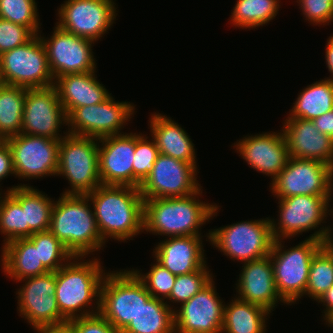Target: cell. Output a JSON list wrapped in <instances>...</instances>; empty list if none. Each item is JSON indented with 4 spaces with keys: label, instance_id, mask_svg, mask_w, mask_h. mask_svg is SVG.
I'll use <instances>...</instances> for the list:
<instances>
[{
    "label": "cell",
    "instance_id": "1",
    "mask_svg": "<svg viewBox=\"0 0 333 333\" xmlns=\"http://www.w3.org/2000/svg\"><path fill=\"white\" fill-rule=\"evenodd\" d=\"M93 207L98 231L109 239L127 242L143 233L144 199L139 188L104 185L86 194Z\"/></svg>",
    "mask_w": 333,
    "mask_h": 333
},
{
    "label": "cell",
    "instance_id": "2",
    "mask_svg": "<svg viewBox=\"0 0 333 333\" xmlns=\"http://www.w3.org/2000/svg\"><path fill=\"white\" fill-rule=\"evenodd\" d=\"M202 191L201 187L192 195L144 200L143 231L165 238L203 236L202 226L217 216L220 206L199 200Z\"/></svg>",
    "mask_w": 333,
    "mask_h": 333
},
{
    "label": "cell",
    "instance_id": "3",
    "mask_svg": "<svg viewBox=\"0 0 333 333\" xmlns=\"http://www.w3.org/2000/svg\"><path fill=\"white\" fill-rule=\"evenodd\" d=\"M84 258L73 257L56 271L55 298L66 321L99 313L100 289L107 271L100 258Z\"/></svg>",
    "mask_w": 333,
    "mask_h": 333
},
{
    "label": "cell",
    "instance_id": "4",
    "mask_svg": "<svg viewBox=\"0 0 333 333\" xmlns=\"http://www.w3.org/2000/svg\"><path fill=\"white\" fill-rule=\"evenodd\" d=\"M49 231L73 257L94 255L93 252L102 250L106 244L98 231L87 195L60 194L54 201Z\"/></svg>",
    "mask_w": 333,
    "mask_h": 333
},
{
    "label": "cell",
    "instance_id": "5",
    "mask_svg": "<svg viewBox=\"0 0 333 333\" xmlns=\"http://www.w3.org/2000/svg\"><path fill=\"white\" fill-rule=\"evenodd\" d=\"M277 199L279 204L277 222L270 217L275 240L291 239L306 231L314 230V233L312 232L307 238L326 244L333 229L325 224L327 217L330 216V196L296 195Z\"/></svg>",
    "mask_w": 333,
    "mask_h": 333
},
{
    "label": "cell",
    "instance_id": "6",
    "mask_svg": "<svg viewBox=\"0 0 333 333\" xmlns=\"http://www.w3.org/2000/svg\"><path fill=\"white\" fill-rule=\"evenodd\" d=\"M284 240L287 239L274 241L270 259L278 294L287 305L291 306L306 296L312 257L325 243L305 238L298 245L289 248L284 246Z\"/></svg>",
    "mask_w": 333,
    "mask_h": 333
},
{
    "label": "cell",
    "instance_id": "7",
    "mask_svg": "<svg viewBox=\"0 0 333 333\" xmlns=\"http://www.w3.org/2000/svg\"><path fill=\"white\" fill-rule=\"evenodd\" d=\"M151 298L131 269L108 271L100 289L99 313L121 333Z\"/></svg>",
    "mask_w": 333,
    "mask_h": 333
},
{
    "label": "cell",
    "instance_id": "8",
    "mask_svg": "<svg viewBox=\"0 0 333 333\" xmlns=\"http://www.w3.org/2000/svg\"><path fill=\"white\" fill-rule=\"evenodd\" d=\"M60 140L56 176L68 180L69 188L61 194L86 195L102 183L99 175L98 139L64 132ZM71 188V189H70Z\"/></svg>",
    "mask_w": 333,
    "mask_h": 333
},
{
    "label": "cell",
    "instance_id": "9",
    "mask_svg": "<svg viewBox=\"0 0 333 333\" xmlns=\"http://www.w3.org/2000/svg\"><path fill=\"white\" fill-rule=\"evenodd\" d=\"M205 237L212 247L240 264L268 256L275 241L269 217L211 229Z\"/></svg>",
    "mask_w": 333,
    "mask_h": 333
},
{
    "label": "cell",
    "instance_id": "10",
    "mask_svg": "<svg viewBox=\"0 0 333 333\" xmlns=\"http://www.w3.org/2000/svg\"><path fill=\"white\" fill-rule=\"evenodd\" d=\"M0 83L24 88L54 85L46 49L38 34L0 55Z\"/></svg>",
    "mask_w": 333,
    "mask_h": 333
},
{
    "label": "cell",
    "instance_id": "11",
    "mask_svg": "<svg viewBox=\"0 0 333 333\" xmlns=\"http://www.w3.org/2000/svg\"><path fill=\"white\" fill-rule=\"evenodd\" d=\"M135 107L129 101H115L110 95L100 104L74 108L67 115L66 131L72 135L97 139L123 134L121 130L134 116Z\"/></svg>",
    "mask_w": 333,
    "mask_h": 333
},
{
    "label": "cell",
    "instance_id": "12",
    "mask_svg": "<svg viewBox=\"0 0 333 333\" xmlns=\"http://www.w3.org/2000/svg\"><path fill=\"white\" fill-rule=\"evenodd\" d=\"M115 0H65L56 25L71 34L97 42L115 23Z\"/></svg>",
    "mask_w": 333,
    "mask_h": 333
},
{
    "label": "cell",
    "instance_id": "13",
    "mask_svg": "<svg viewBox=\"0 0 333 333\" xmlns=\"http://www.w3.org/2000/svg\"><path fill=\"white\" fill-rule=\"evenodd\" d=\"M6 143L19 180L57 175L60 140L20 133L7 138Z\"/></svg>",
    "mask_w": 333,
    "mask_h": 333
},
{
    "label": "cell",
    "instance_id": "14",
    "mask_svg": "<svg viewBox=\"0 0 333 333\" xmlns=\"http://www.w3.org/2000/svg\"><path fill=\"white\" fill-rule=\"evenodd\" d=\"M50 37L38 35L42 40L50 71L54 80L66 74H79L96 71V59L92 45L95 41L68 33L54 26Z\"/></svg>",
    "mask_w": 333,
    "mask_h": 333
},
{
    "label": "cell",
    "instance_id": "15",
    "mask_svg": "<svg viewBox=\"0 0 333 333\" xmlns=\"http://www.w3.org/2000/svg\"><path fill=\"white\" fill-rule=\"evenodd\" d=\"M198 169L190 163L159 154L148 177L139 190L144 200L192 195L202 186Z\"/></svg>",
    "mask_w": 333,
    "mask_h": 333
},
{
    "label": "cell",
    "instance_id": "16",
    "mask_svg": "<svg viewBox=\"0 0 333 333\" xmlns=\"http://www.w3.org/2000/svg\"><path fill=\"white\" fill-rule=\"evenodd\" d=\"M67 126V115L54 85L26 88L21 133L61 140V128Z\"/></svg>",
    "mask_w": 333,
    "mask_h": 333
},
{
    "label": "cell",
    "instance_id": "17",
    "mask_svg": "<svg viewBox=\"0 0 333 333\" xmlns=\"http://www.w3.org/2000/svg\"><path fill=\"white\" fill-rule=\"evenodd\" d=\"M332 167L317 160L289 157L283 171L270 183L276 198L296 195L330 196Z\"/></svg>",
    "mask_w": 333,
    "mask_h": 333
},
{
    "label": "cell",
    "instance_id": "18",
    "mask_svg": "<svg viewBox=\"0 0 333 333\" xmlns=\"http://www.w3.org/2000/svg\"><path fill=\"white\" fill-rule=\"evenodd\" d=\"M17 282L24 283L16 292L17 312L31 327L66 322L61 316L55 298L56 272L28 277Z\"/></svg>",
    "mask_w": 333,
    "mask_h": 333
},
{
    "label": "cell",
    "instance_id": "19",
    "mask_svg": "<svg viewBox=\"0 0 333 333\" xmlns=\"http://www.w3.org/2000/svg\"><path fill=\"white\" fill-rule=\"evenodd\" d=\"M214 285L212 280L180 307L174 306L175 333H221L225 302Z\"/></svg>",
    "mask_w": 333,
    "mask_h": 333
},
{
    "label": "cell",
    "instance_id": "20",
    "mask_svg": "<svg viewBox=\"0 0 333 333\" xmlns=\"http://www.w3.org/2000/svg\"><path fill=\"white\" fill-rule=\"evenodd\" d=\"M249 167L270 176L273 181L285 168L289 153L282 129L280 132H263L246 135L233 144Z\"/></svg>",
    "mask_w": 333,
    "mask_h": 333
},
{
    "label": "cell",
    "instance_id": "21",
    "mask_svg": "<svg viewBox=\"0 0 333 333\" xmlns=\"http://www.w3.org/2000/svg\"><path fill=\"white\" fill-rule=\"evenodd\" d=\"M136 133H123L98 139L99 175L104 185L133 187V161Z\"/></svg>",
    "mask_w": 333,
    "mask_h": 333
},
{
    "label": "cell",
    "instance_id": "22",
    "mask_svg": "<svg viewBox=\"0 0 333 333\" xmlns=\"http://www.w3.org/2000/svg\"><path fill=\"white\" fill-rule=\"evenodd\" d=\"M242 265L239 279L235 284L238 299L259 305L271 313L278 304H286L276 288L270 254Z\"/></svg>",
    "mask_w": 333,
    "mask_h": 333
},
{
    "label": "cell",
    "instance_id": "23",
    "mask_svg": "<svg viewBox=\"0 0 333 333\" xmlns=\"http://www.w3.org/2000/svg\"><path fill=\"white\" fill-rule=\"evenodd\" d=\"M283 134L289 157L317 160L333 168V139L318 131L312 120L286 118Z\"/></svg>",
    "mask_w": 333,
    "mask_h": 333
},
{
    "label": "cell",
    "instance_id": "24",
    "mask_svg": "<svg viewBox=\"0 0 333 333\" xmlns=\"http://www.w3.org/2000/svg\"><path fill=\"white\" fill-rule=\"evenodd\" d=\"M203 237L178 236L160 240L153 249V258L176 276L208 267L202 243Z\"/></svg>",
    "mask_w": 333,
    "mask_h": 333
},
{
    "label": "cell",
    "instance_id": "25",
    "mask_svg": "<svg viewBox=\"0 0 333 333\" xmlns=\"http://www.w3.org/2000/svg\"><path fill=\"white\" fill-rule=\"evenodd\" d=\"M96 72L66 74L54 80L66 115L74 108L100 104L112 94L97 80Z\"/></svg>",
    "mask_w": 333,
    "mask_h": 333
},
{
    "label": "cell",
    "instance_id": "26",
    "mask_svg": "<svg viewBox=\"0 0 333 333\" xmlns=\"http://www.w3.org/2000/svg\"><path fill=\"white\" fill-rule=\"evenodd\" d=\"M149 118L150 136L159 149V153L176 158L197 167L194 143L188 133L171 117L163 113H152Z\"/></svg>",
    "mask_w": 333,
    "mask_h": 333
},
{
    "label": "cell",
    "instance_id": "27",
    "mask_svg": "<svg viewBox=\"0 0 333 333\" xmlns=\"http://www.w3.org/2000/svg\"><path fill=\"white\" fill-rule=\"evenodd\" d=\"M0 265L7 277L20 281L48 273L39 260L38 247L28 238L12 240L1 247Z\"/></svg>",
    "mask_w": 333,
    "mask_h": 333
},
{
    "label": "cell",
    "instance_id": "28",
    "mask_svg": "<svg viewBox=\"0 0 333 333\" xmlns=\"http://www.w3.org/2000/svg\"><path fill=\"white\" fill-rule=\"evenodd\" d=\"M20 184L7 188L6 192H9L20 203L24 211L25 238L36 232L48 231L55 199H51L36 187Z\"/></svg>",
    "mask_w": 333,
    "mask_h": 333
},
{
    "label": "cell",
    "instance_id": "29",
    "mask_svg": "<svg viewBox=\"0 0 333 333\" xmlns=\"http://www.w3.org/2000/svg\"><path fill=\"white\" fill-rule=\"evenodd\" d=\"M270 313L259 305L245 302L235 296L229 304H225L221 333H265L266 322L269 315H272Z\"/></svg>",
    "mask_w": 333,
    "mask_h": 333
},
{
    "label": "cell",
    "instance_id": "30",
    "mask_svg": "<svg viewBox=\"0 0 333 333\" xmlns=\"http://www.w3.org/2000/svg\"><path fill=\"white\" fill-rule=\"evenodd\" d=\"M333 109V81L320 79L302 89L286 118L314 120Z\"/></svg>",
    "mask_w": 333,
    "mask_h": 333
},
{
    "label": "cell",
    "instance_id": "31",
    "mask_svg": "<svg viewBox=\"0 0 333 333\" xmlns=\"http://www.w3.org/2000/svg\"><path fill=\"white\" fill-rule=\"evenodd\" d=\"M121 333H175L174 309L152 297Z\"/></svg>",
    "mask_w": 333,
    "mask_h": 333
},
{
    "label": "cell",
    "instance_id": "32",
    "mask_svg": "<svg viewBox=\"0 0 333 333\" xmlns=\"http://www.w3.org/2000/svg\"><path fill=\"white\" fill-rule=\"evenodd\" d=\"M280 7V0H237L229 20L236 28L257 29L275 19Z\"/></svg>",
    "mask_w": 333,
    "mask_h": 333
},
{
    "label": "cell",
    "instance_id": "33",
    "mask_svg": "<svg viewBox=\"0 0 333 333\" xmlns=\"http://www.w3.org/2000/svg\"><path fill=\"white\" fill-rule=\"evenodd\" d=\"M26 88L0 83V133L7 139L21 133Z\"/></svg>",
    "mask_w": 333,
    "mask_h": 333
},
{
    "label": "cell",
    "instance_id": "34",
    "mask_svg": "<svg viewBox=\"0 0 333 333\" xmlns=\"http://www.w3.org/2000/svg\"><path fill=\"white\" fill-rule=\"evenodd\" d=\"M333 285V251L324 244L312 257L306 295L317 301Z\"/></svg>",
    "mask_w": 333,
    "mask_h": 333
},
{
    "label": "cell",
    "instance_id": "35",
    "mask_svg": "<svg viewBox=\"0 0 333 333\" xmlns=\"http://www.w3.org/2000/svg\"><path fill=\"white\" fill-rule=\"evenodd\" d=\"M28 239L38 247L39 260L49 272H56L73 258L64 244L49 230L33 233Z\"/></svg>",
    "mask_w": 333,
    "mask_h": 333
},
{
    "label": "cell",
    "instance_id": "36",
    "mask_svg": "<svg viewBox=\"0 0 333 333\" xmlns=\"http://www.w3.org/2000/svg\"><path fill=\"white\" fill-rule=\"evenodd\" d=\"M0 192V233L3 235V245L25 238V217L20 203L4 190Z\"/></svg>",
    "mask_w": 333,
    "mask_h": 333
},
{
    "label": "cell",
    "instance_id": "37",
    "mask_svg": "<svg viewBox=\"0 0 333 333\" xmlns=\"http://www.w3.org/2000/svg\"><path fill=\"white\" fill-rule=\"evenodd\" d=\"M214 276L209 267H202L189 274L177 275L170 296L165 300L172 309L174 304L181 305L192 298L196 293L208 285Z\"/></svg>",
    "mask_w": 333,
    "mask_h": 333
},
{
    "label": "cell",
    "instance_id": "38",
    "mask_svg": "<svg viewBox=\"0 0 333 333\" xmlns=\"http://www.w3.org/2000/svg\"><path fill=\"white\" fill-rule=\"evenodd\" d=\"M36 0H0V18L29 27L40 33V19Z\"/></svg>",
    "mask_w": 333,
    "mask_h": 333
},
{
    "label": "cell",
    "instance_id": "39",
    "mask_svg": "<svg viewBox=\"0 0 333 333\" xmlns=\"http://www.w3.org/2000/svg\"><path fill=\"white\" fill-rule=\"evenodd\" d=\"M145 134L136 133V145L133 161V187L139 188L148 177L157 160L159 149L155 140Z\"/></svg>",
    "mask_w": 333,
    "mask_h": 333
},
{
    "label": "cell",
    "instance_id": "40",
    "mask_svg": "<svg viewBox=\"0 0 333 333\" xmlns=\"http://www.w3.org/2000/svg\"><path fill=\"white\" fill-rule=\"evenodd\" d=\"M150 266V271L146 273H142V270L139 269L133 268L131 270L143 282L152 297L165 301L170 296L176 275L172 274L157 261L151 263Z\"/></svg>",
    "mask_w": 333,
    "mask_h": 333
},
{
    "label": "cell",
    "instance_id": "41",
    "mask_svg": "<svg viewBox=\"0 0 333 333\" xmlns=\"http://www.w3.org/2000/svg\"><path fill=\"white\" fill-rule=\"evenodd\" d=\"M35 35L29 27L0 18V55L29 42Z\"/></svg>",
    "mask_w": 333,
    "mask_h": 333
},
{
    "label": "cell",
    "instance_id": "42",
    "mask_svg": "<svg viewBox=\"0 0 333 333\" xmlns=\"http://www.w3.org/2000/svg\"><path fill=\"white\" fill-rule=\"evenodd\" d=\"M304 19L315 25H329L333 22V0H296Z\"/></svg>",
    "mask_w": 333,
    "mask_h": 333
},
{
    "label": "cell",
    "instance_id": "43",
    "mask_svg": "<svg viewBox=\"0 0 333 333\" xmlns=\"http://www.w3.org/2000/svg\"><path fill=\"white\" fill-rule=\"evenodd\" d=\"M72 333H120L100 313L70 320Z\"/></svg>",
    "mask_w": 333,
    "mask_h": 333
},
{
    "label": "cell",
    "instance_id": "44",
    "mask_svg": "<svg viewBox=\"0 0 333 333\" xmlns=\"http://www.w3.org/2000/svg\"><path fill=\"white\" fill-rule=\"evenodd\" d=\"M10 175L15 176L16 178L13 166L12 153L10 147L6 143L2 148H0V182ZM2 190L3 189H0L1 192Z\"/></svg>",
    "mask_w": 333,
    "mask_h": 333
},
{
    "label": "cell",
    "instance_id": "45",
    "mask_svg": "<svg viewBox=\"0 0 333 333\" xmlns=\"http://www.w3.org/2000/svg\"><path fill=\"white\" fill-rule=\"evenodd\" d=\"M312 121L320 133L333 139V109Z\"/></svg>",
    "mask_w": 333,
    "mask_h": 333
},
{
    "label": "cell",
    "instance_id": "46",
    "mask_svg": "<svg viewBox=\"0 0 333 333\" xmlns=\"http://www.w3.org/2000/svg\"><path fill=\"white\" fill-rule=\"evenodd\" d=\"M316 302L324 306V312L322 311L323 321L327 323L333 317V285Z\"/></svg>",
    "mask_w": 333,
    "mask_h": 333
},
{
    "label": "cell",
    "instance_id": "47",
    "mask_svg": "<svg viewBox=\"0 0 333 333\" xmlns=\"http://www.w3.org/2000/svg\"><path fill=\"white\" fill-rule=\"evenodd\" d=\"M37 333H72L70 321L60 324L37 325L33 327Z\"/></svg>",
    "mask_w": 333,
    "mask_h": 333
},
{
    "label": "cell",
    "instance_id": "48",
    "mask_svg": "<svg viewBox=\"0 0 333 333\" xmlns=\"http://www.w3.org/2000/svg\"><path fill=\"white\" fill-rule=\"evenodd\" d=\"M325 46V62L326 66L328 68V71L330 72L329 77H326L327 79H330L333 81V34L328 37L326 41Z\"/></svg>",
    "mask_w": 333,
    "mask_h": 333
},
{
    "label": "cell",
    "instance_id": "49",
    "mask_svg": "<svg viewBox=\"0 0 333 333\" xmlns=\"http://www.w3.org/2000/svg\"><path fill=\"white\" fill-rule=\"evenodd\" d=\"M332 194H333V168L331 170V175H330V199L329 202H332L333 198H332ZM333 207L331 209H329L330 211V217L333 216ZM333 218V217H332Z\"/></svg>",
    "mask_w": 333,
    "mask_h": 333
},
{
    "label": "cell",
    "instance_id": "50",
    "mask_svg": "<svg viewBox=\"0 0 333 333\" xmlns=\"http://www.w3.org/2000/svg\"><path fill=\"white\" fill-rule=\"evenodd\" d=\"M326 244L330 247V249L333 251V229L331 234L328 237V240L326 242Z\"/></svg>",
    "mask_w": 333,
    "mask_h": 333
},
{
    "label": "cell",
    "instance_id": "51",
    "mask_svg": "<svg viewBox=\"0 0 333 333\" xmlns=\"http://www.w3.org/2000/svg\"><path fill=\"white\" fill-rule=\"evenodd\" d=\"M6 138L0 133V148L6 144Z\"/></svg>",
    "mask_w": 333,
    "mask_h": 333
},
{
    "label": "cell",
    "instance_id": "52",
    "mask_svg": "<svg viewBox=\"0 0 333 333\" xmlns=\"http://www.w3.org/2000/svg\"><path fill=\"white\" fill-rule=\"evenodd\" d=\"M328 325L331 329L333 328V317L325 324Z\"/></svg>",
    "mask_w": 333,
    "mask_h": 333
}]
</instances>
